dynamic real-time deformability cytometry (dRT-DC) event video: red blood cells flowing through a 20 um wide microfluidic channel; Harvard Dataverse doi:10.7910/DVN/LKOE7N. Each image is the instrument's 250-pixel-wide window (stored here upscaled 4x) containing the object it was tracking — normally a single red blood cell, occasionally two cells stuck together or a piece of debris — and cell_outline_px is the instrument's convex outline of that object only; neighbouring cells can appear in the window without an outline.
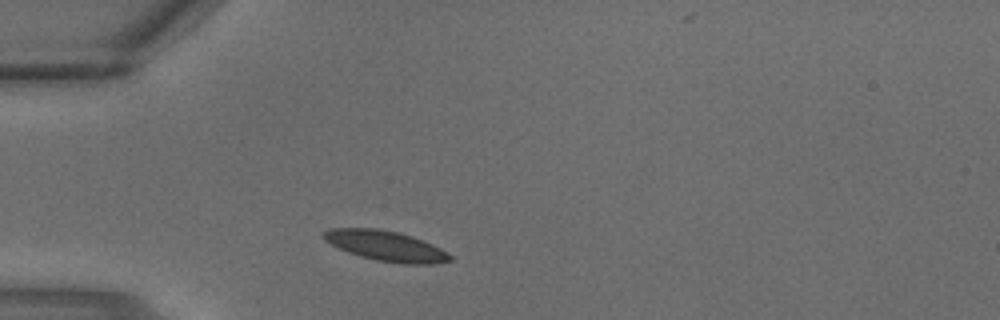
{"species": "common noctule bat (a hibernating species)", "species_latin": "Nyctalus noctula", "temperature_condition": "warm", "stored_images_in_passage": 5, "camera_frame_rate_fps": 3000, "um_per_image_px": 0.085, "animal": {"sex": "male", "body_mass_g": 18.8}, "frame": {"image": 1, "passage_image": 1, "time_ms": 0.0, "image_size_px": [1000, 320], "cell_outline_px": [[452, 260], [432, 264], [404, 264], [376, 260], [360, 256], [348, 252], [324, 240], [320, 236], [328, 228], [376, 228], [396, 232], [412, 236], [432, 244], [448, 252], [452, 256]], "centroid_in_image_um": [32.79, 20.9], "position_along_channel_um": 52.2, "area_um2": 22.2}}
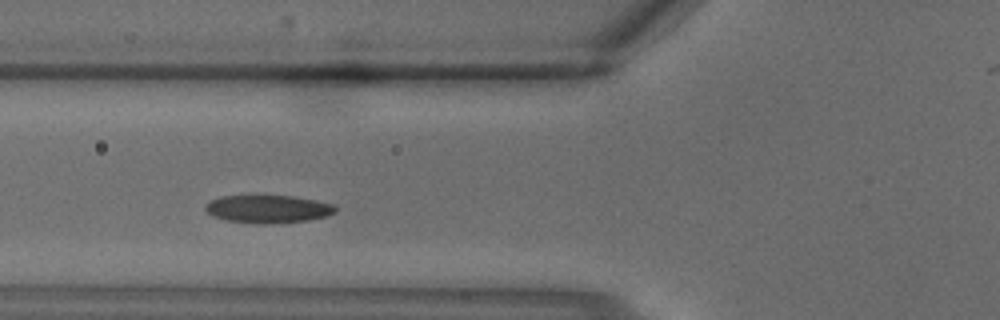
{"frame": {"image": 2, "passage_image": 4, "time_ms": 1.0, "image_size_px": [1000, 320], "cell_outline_px": [[336, 212], [328, 216], [308, 220], [272, 224], [268, 224], [228, 220], [212, 216], [204, 208], [212, 200], [220, 196], [256, 192], [292, 196], [336, 204]], "centroid_in_image_um": [22.79, 17.71], "position_along_channel_um": 103.0, "area_um2": 21.96}}